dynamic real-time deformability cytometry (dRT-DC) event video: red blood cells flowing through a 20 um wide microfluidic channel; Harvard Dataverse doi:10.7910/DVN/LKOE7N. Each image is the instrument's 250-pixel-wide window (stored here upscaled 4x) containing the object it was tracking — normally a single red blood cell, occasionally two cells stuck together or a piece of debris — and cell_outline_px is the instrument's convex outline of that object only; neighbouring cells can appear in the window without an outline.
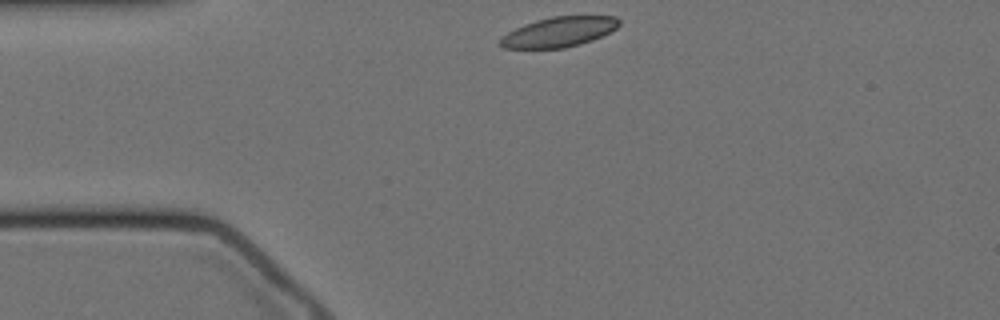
{"species": "Egyptian fruit bat (a non-hibernating species)", "species_latin": "Rousettus aegyptiacus", "temperature_condition": "cold", "stored_images_in_passage": 41, "camera_frame_rate_fps": 3000, "um_per_image_px": 0.085, "animal": {"sex": "female"}, "frame": {"image": 1, "passage_image": 1, "time_ms": 0.0, "image_size_px": [1000, 320], "cell_outline_px": [[620, 24], [616, 28], [592, 40], [580, 44], [564, 48], [504, 48], [500, 44], [500, 36], [524, 24], [536, 20], [552, 16], [616, 16], [620, 20]], "centroid_in_image_um": [47.5, 2.71], "position_along_channel_um": 37.5, "area_um2": 20.63}}
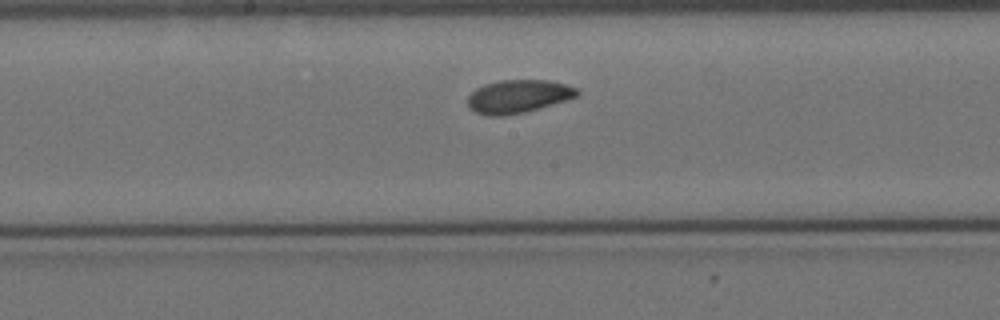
{"frame": {"image": 2, "passage_image": 18, "time_ms": 5.667, "image_size_px": [1000, 320], "cell_outline_px": [[580, 92], [576, 96], [564, 100], [524, 112], [504, 116], [488, 116], [476, 112], [468, 108], [468, 96], [476, 88], [484, 84], [500, 80], [548, 80], [564, 84], [576, 88]], "centroid_in_image_um": [43.99, 8.19], "position_along_channel_um": 204.2, "area_um2": 20.92}}
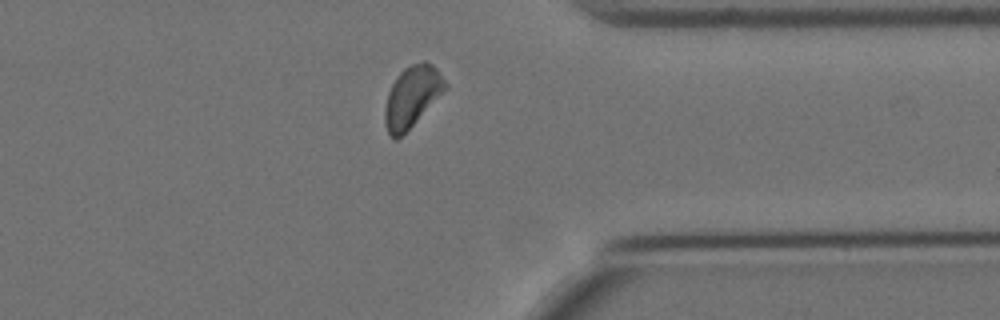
{"frame": {"image": 3, "passage_image": 34, "time_ms": 11.0, "image_size_px": [1000, 320], "cell_outline_px": [[448, 88], [396, 140], [388, 132], [384, 124], [384, 108], [388, 92], [396, 76], [404, 68], [412, 64], [424, 60], [432, 64], [436, 68], [448, 84]], "centroid_in_image_um": [35.02, 8.17], "position_along_channel_um": 376.4, "area_um2": 21.21}, "authors_computed_cell_mechanics": {"area_um2": 20.9814, "velocity_mm_per_s": 3.395, "shape_relaxation_time_tau1_ms": 3.4448, "shape_relaxation_time_tau2_ms": 2.003, "deformation_change_tau1": 0.0904, "deformation_change_tau2": 0.0604}}